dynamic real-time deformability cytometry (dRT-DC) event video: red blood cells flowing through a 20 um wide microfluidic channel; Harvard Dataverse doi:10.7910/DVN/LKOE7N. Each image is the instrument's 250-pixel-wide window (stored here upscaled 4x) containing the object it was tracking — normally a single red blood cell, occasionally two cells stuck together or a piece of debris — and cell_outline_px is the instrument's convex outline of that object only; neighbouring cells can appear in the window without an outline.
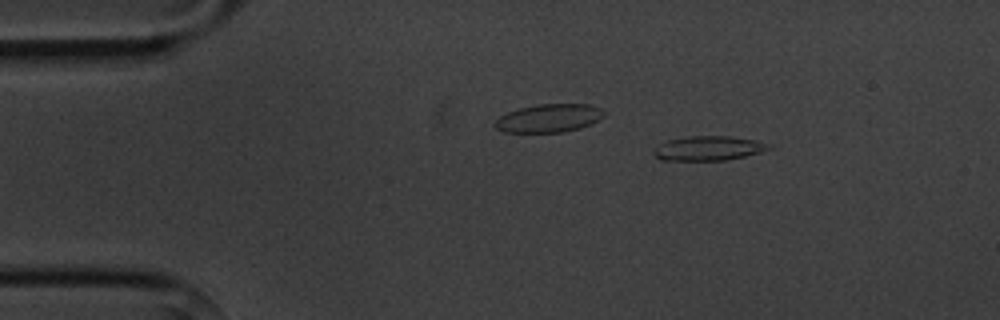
{"species": "common noctule bat (a hibernating species)", "species_latin": "Nyctalus noctula", "temperature_condition": "cold", "stored_images_in_passage": 6, "camera_frame_rate_fps": 3000, "um_per_image_px": 0.085, "animal": {"sex": "male", "body_mass_g": 20.1, "forearm_length_mm": 53.5}, "frame": {"image": 1, "passage_image": 3, "time_ms": 2.333, "image_size_px": [1000, 320], "cell_outline_px": [[772, 148], [760, 152], [728, 160], [660, 160], [656, 156], [656, 148], [660, 144], [668, 140], [688, 136], [728, 136], [756, 140], [772, 144]], "centroid_in_image_um": [60.28, 12.6], "position_along_channel_um": 24.7, "area_um2": 16.24}}
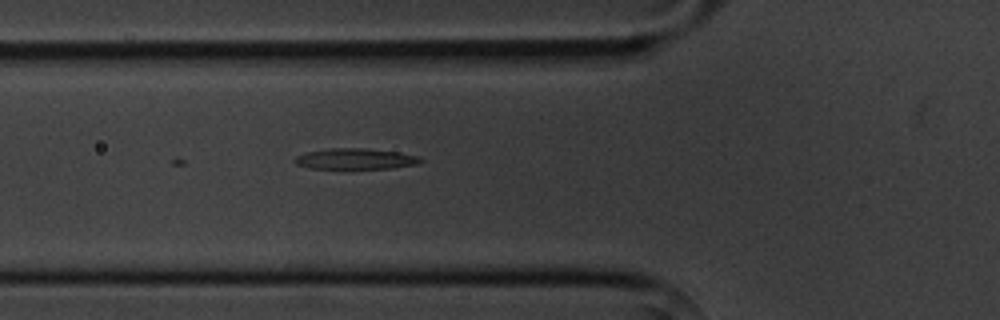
{"frame": {"image": 2, "passage_image": 6, "time_ms": 6.0, "image_size_px": [1000, 320], "cell_outline_px": [[424, 160], [420, 164], [392, 168], [308, 168], [296, 164], [292, 160], [296, 156], [308, 152], [328, 148], [364, 148], [400, 152], [420, 156]], "centroid_in_image_um": [30.26, 13.5], "position_along_channel_um": 95.5, "area_um2": 15.37}}